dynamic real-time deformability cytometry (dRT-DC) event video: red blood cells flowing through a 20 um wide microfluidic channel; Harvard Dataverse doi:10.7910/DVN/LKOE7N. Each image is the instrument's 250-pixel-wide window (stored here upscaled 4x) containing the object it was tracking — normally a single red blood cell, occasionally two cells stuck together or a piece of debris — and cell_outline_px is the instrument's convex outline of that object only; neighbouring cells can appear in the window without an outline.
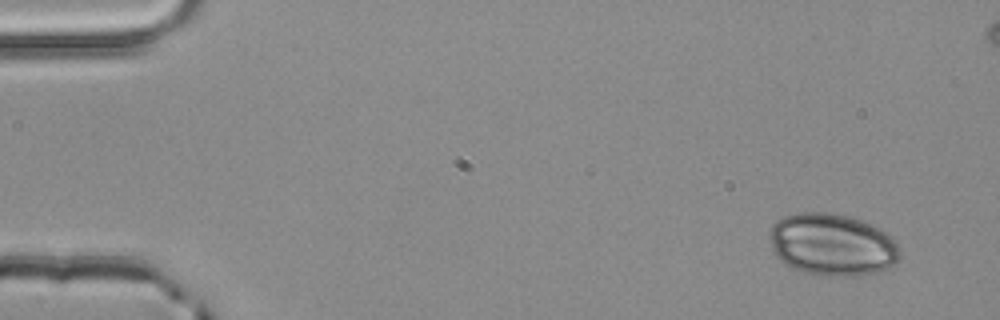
{"species": "common noctule bat (a hibernating species)", "species_latin": "Nyctalus noctula", "temperature_condition": "room temperature", "stored_images_in_passage": 4, "camera_frame_rate_fps": 3000, "um_per_image_px": 0.085, "animal": {"sex": "male", "body_mass_g": 20.4}, "frame": {"image": 1, "passage_image": 1, "time_ms": 0.0, "image_size_px": [1000, 320], "cell_outline_px": [[900, 260], [896, 264], [880, 272], [860, 276], [828, 276], [808, 272], [796, 268], [780, 260], [772, 252], [768, 236], [768, 228], [776, 220], [784, 216], [800, 212], [828, 212], [848, 216], [872, 224], [888, 232], [896, 240], [900, 248]], "centroid_in_image_um": [70.77, 20.78], "position_along_channel_um": 14.2, "area_um2": 48.03}}